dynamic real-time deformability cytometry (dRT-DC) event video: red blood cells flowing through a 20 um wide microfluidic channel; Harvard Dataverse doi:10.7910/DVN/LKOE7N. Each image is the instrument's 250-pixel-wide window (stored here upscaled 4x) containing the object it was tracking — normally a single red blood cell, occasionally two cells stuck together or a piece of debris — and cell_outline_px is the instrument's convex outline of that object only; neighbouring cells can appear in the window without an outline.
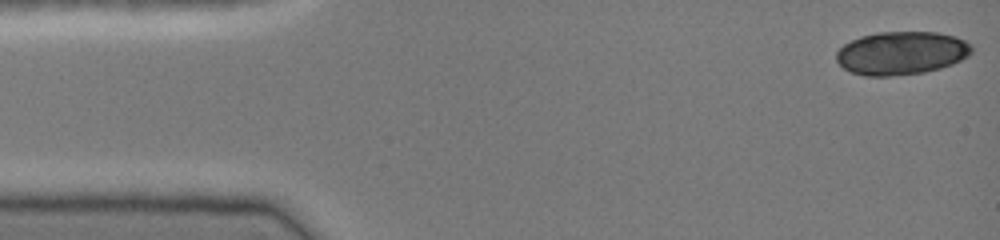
{"species": "common noctule bat (a hibernating species)", "species_latin": "Nyctalus noctula", "temperature_condition": "cold", "stored_images_in_passage": 45, "camera_frame_rate_fps": 3000, "um_per_image_px": 0.085, "animal": {"sex": "female", "body_mass_g": 19.0, "forearm_length_mm": 51.5}, "frame": {"image": 1, "passage_image": 1, "time_ms": 0.0, "image_size_px": [1000, 240], "cell_outline_px": [[972, 52], [968, 56], [952, 64], [940, 68], [924, 72], [892, 76], [864, 76], [852, 72], [844, 68], [836, 60], [836, 52], [844, 44], [860, 36], [880, 32], [936, 32], [956, 36], [972, 44]], "centroid_in_image_um": [76.63, 4.51], "position_along_channel_um": 8.4, "area_um2": 34.16}}